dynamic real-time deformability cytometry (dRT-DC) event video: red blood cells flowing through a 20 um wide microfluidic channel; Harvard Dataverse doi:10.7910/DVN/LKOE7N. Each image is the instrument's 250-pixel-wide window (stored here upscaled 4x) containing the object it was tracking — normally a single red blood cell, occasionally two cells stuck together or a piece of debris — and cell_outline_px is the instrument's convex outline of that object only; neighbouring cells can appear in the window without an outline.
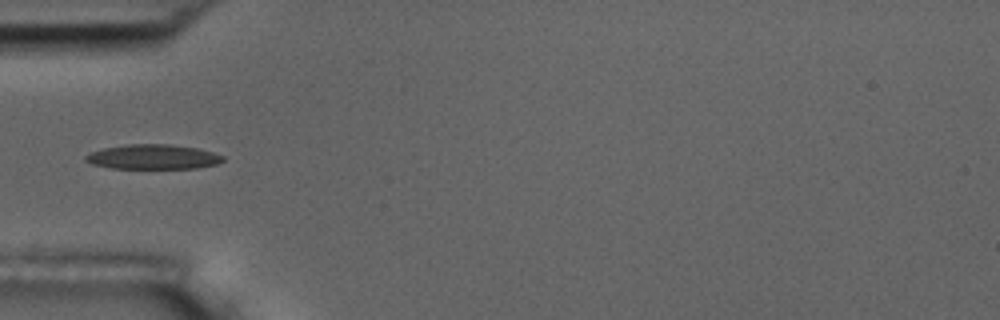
{"species": "common noctule bat (a hibernating species)", "species_latin": "Nyctalus noctula", "temperature_condition": "room temperature", "stored_images_in_passage": 2, "camera_frame_rate_fps": 3000, "um_per_image_px": 0.085, "animal": {"sex": "male", "body_mass_g": 17.5, "forearm_length_mm": 52.3}, "frame": {"image": 1, "passage_image": 2, "time_ms": 1.0, "image_size_px": [1000, 320], "cell_outline_px": [[224, 160], [216, 164], [196, 168], [112, 168], [92, 164], [84, 160], [84, 156], [92, 152], [104, 148], [128, 144], [172, 144], [196, 148], [212, 152], [224, 156]], "centroid_in_image_um": [13.0, 13.33], "position_along_channel_um": 72.0, "area_um2": 19.65}}